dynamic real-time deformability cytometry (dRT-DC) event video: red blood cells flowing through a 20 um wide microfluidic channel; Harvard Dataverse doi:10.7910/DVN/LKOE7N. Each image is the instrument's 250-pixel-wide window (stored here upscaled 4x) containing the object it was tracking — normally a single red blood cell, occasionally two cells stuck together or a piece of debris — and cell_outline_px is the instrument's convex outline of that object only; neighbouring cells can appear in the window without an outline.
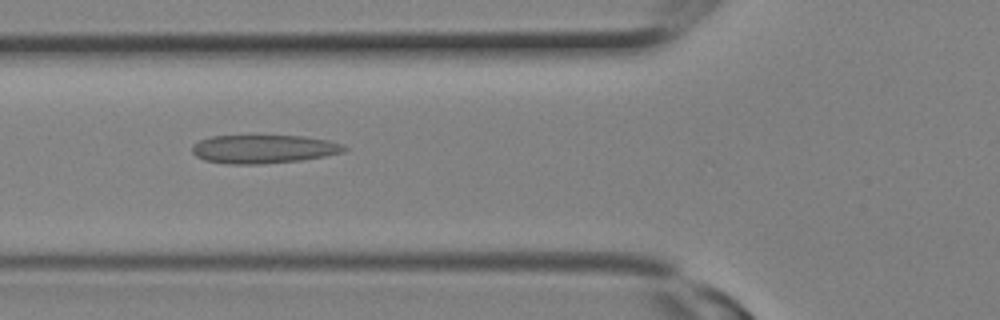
{"species": "Egyptian fruit bat (a non-hibernating species)", "species_latin": "Rousettus aegyptiacus", "temperature_condition": "room temperature", "stored_images_in_passage": 20, "camera_frame_rate_fps": 3000, "um_per_image_px": 0.085, "animal": {"sex": "female"}, "frame": {"image": 1, "passage_image": 4, "time_ms": 1.0, "image_size_px": [1000, 320], "cell_outline_px": [[348, 148], [344, 152], [324, 156], [300, 160], [260, 164], [228, 164], [204, 160], [196, 156], [192, 152], [192, 144], [200, 140], [212, 136], [304, 136], [328, 140], [344, 144]], "centroid_in_image_um": [22.41, 12.67], "position_along_channel_um": 103.4, "area_um2": 25.26}}
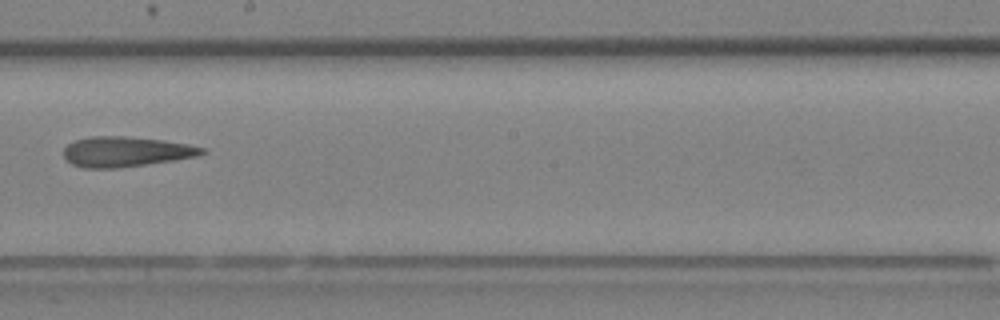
{"frame": {"image": 2, "passage_image": 9, "time_ms": 2.667, "image_size_px": [1000, 320], "cell_outline_px": [[208, 152], [200, 156], [176, 160], [116, 168], [84, 168], [72, 164], [64, 156], [64, 148], [68, 144], [76, 140], [92, 136], [124, 136], [164, 140], [188, 144], [204, 148]], "centroid_in_image_um": [10.74, 12.89], "position_along_channel_um": 237.5, "area_um2": 24.33}}
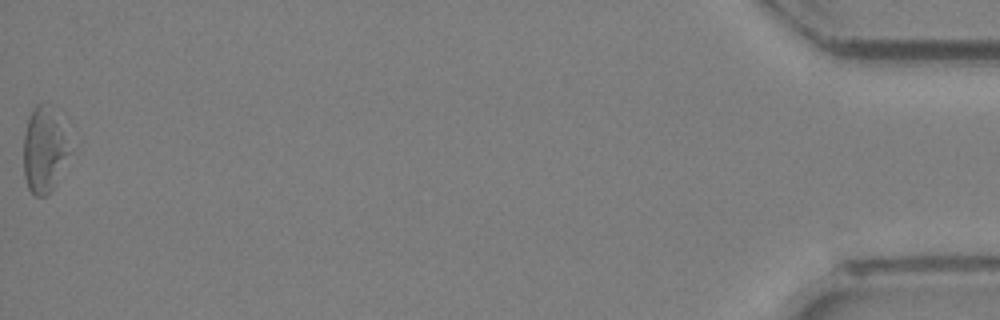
{"frame": {"image": 3, "passage_image": 20, "time_ms": 6.333, "image_size_px": [1000, 320], "cell_outline_px": [[72, 152], [56, 184], [44, 196], [36, 196], [28, 188], [24, 176], [24, 136], [28, 120], [36, 104], [40, 104], [72, 144]], "centroid_in_image_um": [3.75, 12.93], "position_along_channel_um": 431.4, "area_um2": 21.73}}